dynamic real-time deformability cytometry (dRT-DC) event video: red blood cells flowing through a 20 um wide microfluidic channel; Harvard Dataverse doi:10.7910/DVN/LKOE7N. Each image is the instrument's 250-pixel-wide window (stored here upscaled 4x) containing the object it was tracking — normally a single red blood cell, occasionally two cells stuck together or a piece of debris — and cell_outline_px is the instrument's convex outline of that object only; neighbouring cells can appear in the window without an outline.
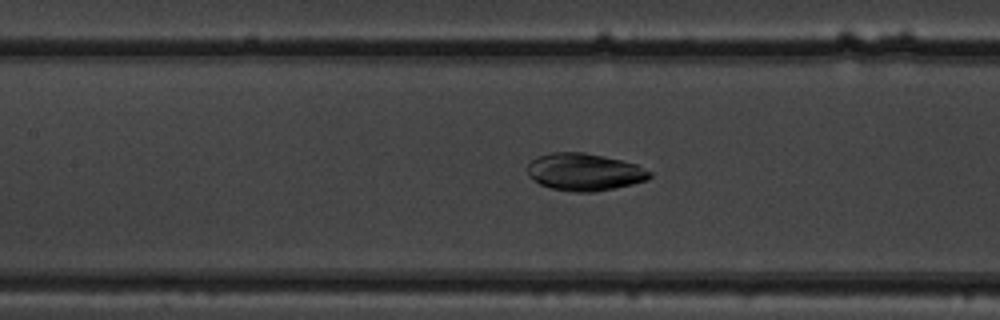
{"species": "common noctule bat (a hibernating species)", "species_latin": "Nyctalus noctula", "temperature_condition": "warm", "stored_images_in_passage": 41, "segment_of_instrument_passage": [1, 2], "camera_frame_rate_fps": 3000, "um_per_image_px": 0.085, "animal": {"sex": "male", "body_mass_g": 19.5, "forearm_length_mm": 54.6}, "frame": {"image": 1, "passage_image": 14, "time_ms": 4.333, "image_size_px": [1000, 320], "cell_outline_px": [[652, 176], [648, 180], [632, 184], [592, 192], [576, 192], [552, 188], [540, 184], [528, 176], [528, 164], [536, 156], [552, 152], [584, 152], [604, 156], [636, 164], [652, 172]], "centroid_in_image_um": [49.67, 14.61], "position_along_channel_um": 157.7, "area_um2": 26.53}}
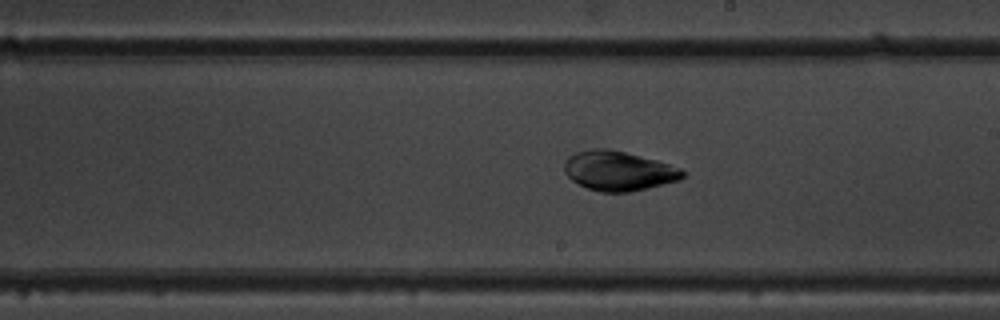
{"frame": {"image": 2, "passage_image": 20, "time_ms": 6.333, "image_size_px": [1000, 320], "cell_outline_px": [[688, 172], [680, 180], [628, 192], [600, 192], [588, 188], [572, 180], [564, 172], [564, 164], [568, 156], [576, 152], [592, 148], [608, 148], [656, 160], [680, 168]], "centroid_in_image_um": [52.57, 14.51], "position_along_channel_um": 236.4, "area_um2": 27.17}}
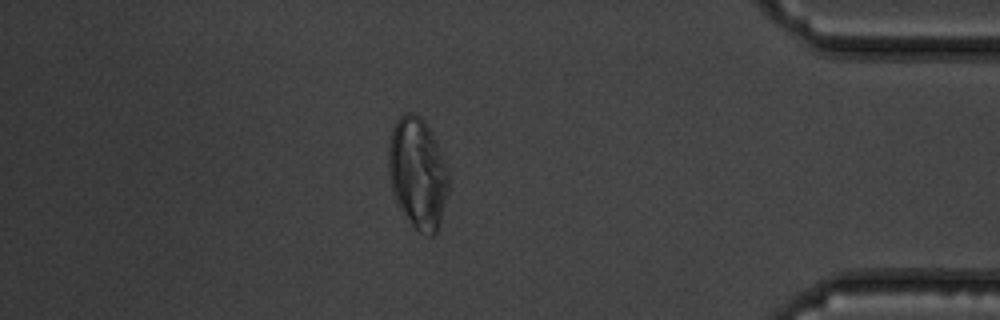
{"frame": {"image": 3, "passage_image": 35, "time_ms": 11.333, "image_size_px": [1000, 320], "cell_outline_px": [[448, 192], [440, 220], [436, 232], [432, 236], [428, 236], [420, 232], [412, 224], [396, 204], [392, 192], [388, 172], [388, 152], [392, 128], [396, 120], [404, 112], [412, 112], [420, 116], [424, 120], [440, 152], [448, 172]], "centroid_in_image_um": [35.47, 14.72], "position_along_channel_um": 399.7, "area_um2": 38.55}}